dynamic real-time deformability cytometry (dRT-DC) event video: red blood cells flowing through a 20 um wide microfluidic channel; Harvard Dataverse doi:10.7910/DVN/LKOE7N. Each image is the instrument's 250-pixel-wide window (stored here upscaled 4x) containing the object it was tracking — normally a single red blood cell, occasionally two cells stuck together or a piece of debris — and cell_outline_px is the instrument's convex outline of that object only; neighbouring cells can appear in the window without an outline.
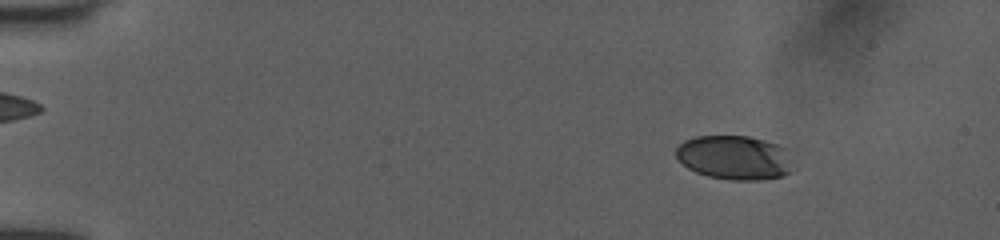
{"species": "human", "species_latin": "Homo sapiens", "temperature_condition": "room temperature", "stored_images_in_passage": 52, "camera_frame_rate_fps": 3000, "um_per_image_px": 0.085, "donor": {"sex": "female"}, "frame": {"image": 1, "passage_image": 7, "time_ms": 2.0, "image_size_px": [1000, 240], "cell_outline_px": [[788, 172], [780, 176], [760, 180], [728, 180], [708, 176], [696, 172], [688, 168], [676, 156], [676, 148], [684, 140], [696, 136], [748, 136], [764, 140], [788, 148]], "centroid_in_image_um": [62.38, 13.38], "position_along_channel_um": 22.6, "area_um2": 29.77}}
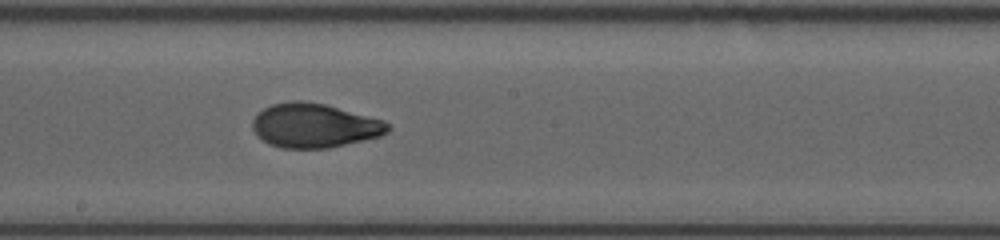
{"frame": {"image": 2, "passage_image": 30, "time_ms": 9.667, "image_size_px": [1000, 240], "cell_outline_px": [[392, 128], [388, 132], [380, 136], [328, 148], [284, 148], [268, 144], [256, 136], [252, 128], [252, 120], [264, 108], [272, 104], [292, 100], [300, 100], [324, 104], [384, 120], [392, 124]], "centroid_in_image_um": [26.72, 10.67], "position_along_channel_um": 221.5, "area_um2": 34.91}}
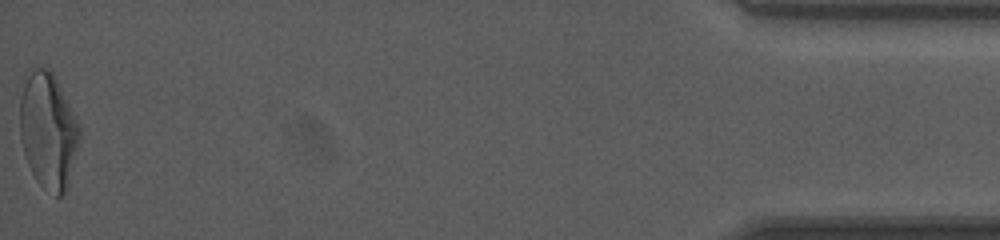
{"frame": {"image": 3, "passage_image": 52, "time_ms": 17.0, "image_size_px": [1000, 240], "cell_outline_px": [[80, 140], [64, 192], [60, 196], [56, 196], [40, 184], [36, 180], [28, 164], [20, 140], [20, 96], [24, 72], [28, 68], [48, 68], [52, 72], [80, 128]], "centroid_in_image_um": [4.04, 11.04], "position_along_channel_um": 431.2, "area_um2": 39.88}, "authors_computed_cell_mechanics": {"area_um2": 34.3043, "velocity_mm_per_s": 4.0431, "shape_relaxation_time_tau1_ms": 5.2062, "shape_relaxation_time_tau2_ms": 1.0103, "deformation_change_tau1": 0.2, "deformation_change_tau2": 0.0625}}